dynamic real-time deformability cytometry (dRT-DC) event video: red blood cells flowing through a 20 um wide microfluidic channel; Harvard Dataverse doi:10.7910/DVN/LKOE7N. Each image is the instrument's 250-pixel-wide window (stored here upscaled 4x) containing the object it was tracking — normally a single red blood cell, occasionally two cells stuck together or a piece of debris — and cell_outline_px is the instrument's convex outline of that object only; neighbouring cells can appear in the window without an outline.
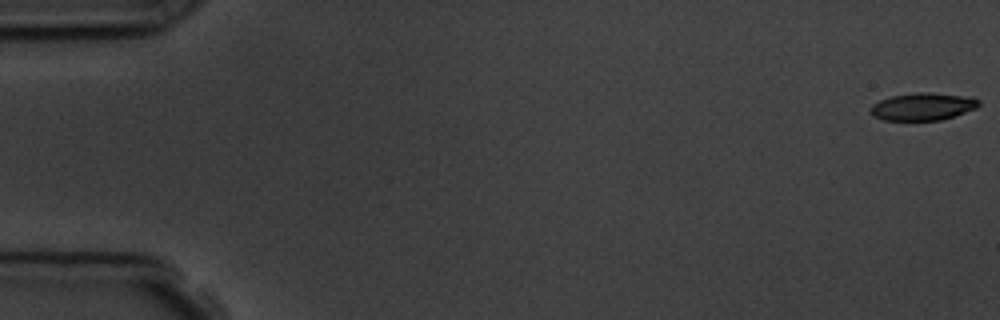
{"species": "common noctule bat (a hibernating species)", "species_latin": "Nyctalus noctula", "temperature_condition": "room temperature", "stored_images_in_passage": 7, "camera_frame_rate_fps": 3000, "um_per_image_px": 0.085, "animal": {"sex": "male", "body_mass_g": 19.5, "forearm_length_mm": 54.6}, "frame": {"image": 1, "passage_image": 1, "time_ms": 0.0, "image_size_px": [1000, 320], "cell_outline_px": [[980, 104], [976, 108], [956, 116], [940, 120], [884, 120], [872, 116], [868, 112], [868, 108], [872, 104], [880, 100], [892, 96], [916, 92], [928, 92], [972, 96], [980, 100]], "centroid_in_image_um": [78.43, 9.05], "position_along_channel_um": 6.6, "area_um2": 17.69}}
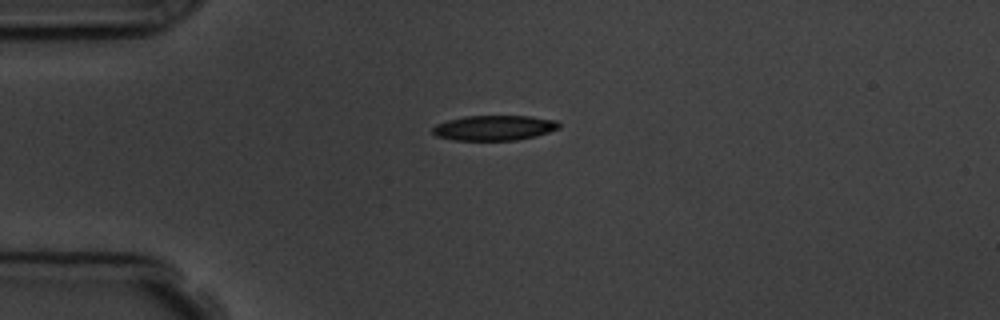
{"frame": {"image": 2, "passage_image": 4, "time_ms": 4.333, "image_size_px": [1000, 320], "cell_outline_px": [[560, 128], [536, 136], [516, 140], [452, 140], [436, 136], [432, 132], [432, 128], [436, 124], [448, 120], [464, 116], [532, 116], [556, 120], [560, 124]], "centroid_in_image_um": [42.01, 10.86], "position_along_channel_um": 43.0, "area_um2": 18.55}}